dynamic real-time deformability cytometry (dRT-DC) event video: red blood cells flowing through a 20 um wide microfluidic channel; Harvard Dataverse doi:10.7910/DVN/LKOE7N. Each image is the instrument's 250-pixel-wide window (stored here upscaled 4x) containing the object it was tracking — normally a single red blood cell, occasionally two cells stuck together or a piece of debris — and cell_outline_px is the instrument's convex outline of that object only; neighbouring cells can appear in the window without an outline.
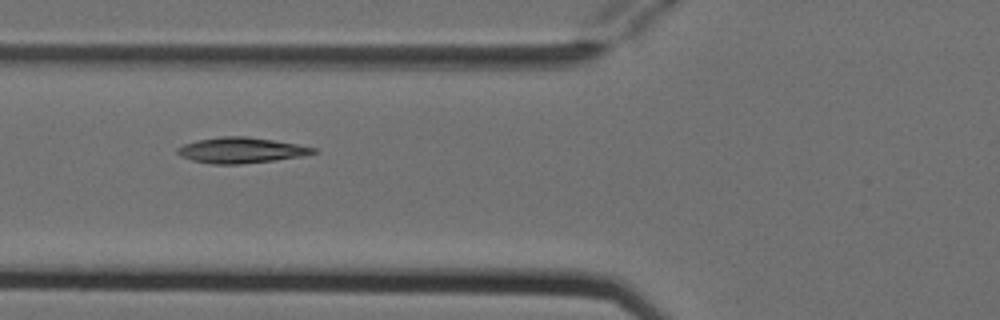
{"species": "Egyptian fruit bat (a non-hibernating species)", "species_latin": "Rousettus aegyptiacus", "temperature_condition": "cold", "stored_images_in_passage": 6, "camera_frame_rate_fps": 3000, "um_per_image_px": 0.085, "animal": {"sex": "female"}, "frame": {"image": 1, "passage_image": 4, "time_ms": 1.0, "image_size_px": [1000, 320], "cell_outline_px": [[316, 152], [304, 156], [276, 160], [240, 164], [212, 164], [192, 160], [180, 156], [176, 152], [176, 148], [184, 144], [200, 140], [220, 136], [248, 136], [296, 144], [316, 148]], "centroid_in_image_um": [20.48, 12.77], "position_along_channel_um": 105.3, "area_um2": 20.23}}
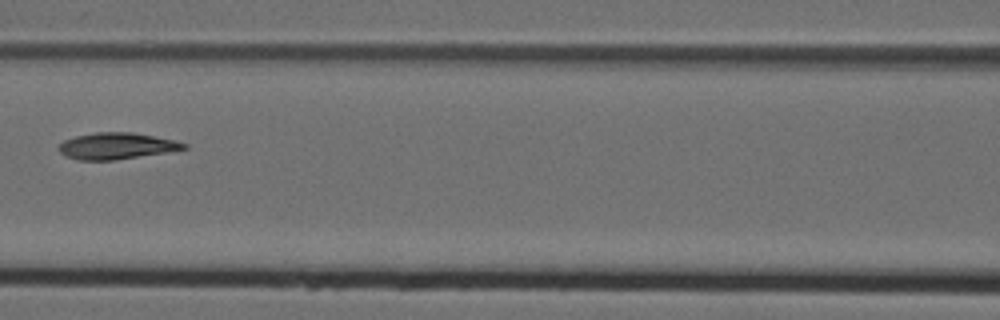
{"frame": {"image": 2, "passage_image": 5, "time_ms": 1.333, "image_size_px": [1000, 320], "cell_outline_px": [[188, 148], [116, 160], [76, 160], [60, 152], [56, 148], [64, 140], [76, 136], [96, 132], [132, 132], [172, 140], [188, 144]], "centroid_in_image_um": [9.86, 12.41], "position_along_channel_um": 156.7, "area_um2": 19.02}}
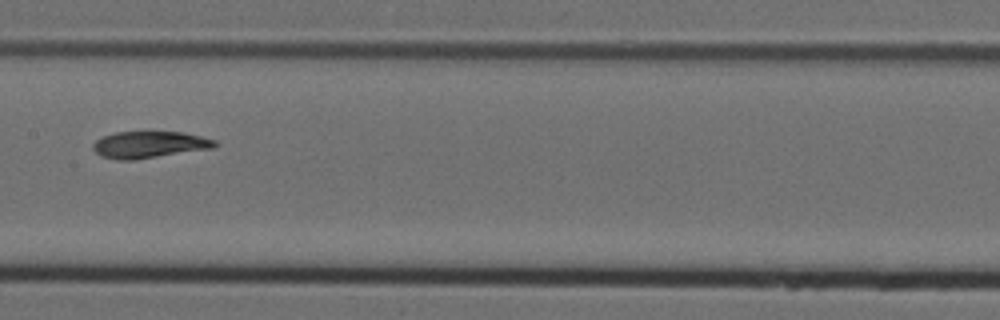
{"frame": {"image": 3, "passage_image": 6, "time_ms": 1.667, "image_size_px": [1000, 320], "cell_outline_px": [[216, 148], [132, 160], [116, 160], [100, 156], [92, 148], [92, 144], [96, 140], [104, 136], [116, 132], [184, 132], [216, 140]], "centroid_in_image_um": [12.69, 12.3], "position_along_channel_um": 194.7, "area_um2": 19.02}}